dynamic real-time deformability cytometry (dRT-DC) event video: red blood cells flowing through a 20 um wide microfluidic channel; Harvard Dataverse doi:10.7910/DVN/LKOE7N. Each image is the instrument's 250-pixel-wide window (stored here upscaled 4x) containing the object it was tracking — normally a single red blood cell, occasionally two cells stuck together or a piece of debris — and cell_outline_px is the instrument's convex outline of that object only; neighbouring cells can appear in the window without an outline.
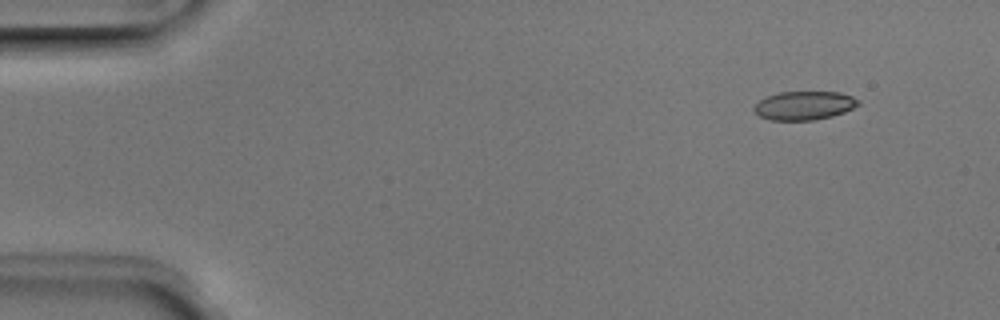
{"species": "Egyptian fruit bat (a non-hibernating species)", "species_latin": "Rousettus aegyptiacus", "temperature_condition": "room temperature", "stored_images_in_passage": 4, "camera_frame_rate_fps": 3000, "um_per_image_px": 0.085, "animal": {"sex": "male"}, "frame": {"image": 1, "passage_image": 1, "time_ms": 0.0, "image_size_px": [1000, 320], "cell_outline_px": [[860, 104], [844, 112], [832, 116], [812, 120], [768, 120], [760, 116], [752, 108], [760, 100], [768, 96], [780, 92], [840, 92], [852, 96], [860, 100]], "centroid_in_image_um": [68.37, 8.97], "position_along_channel_um": 16.6, "area_um2": 17.34}}
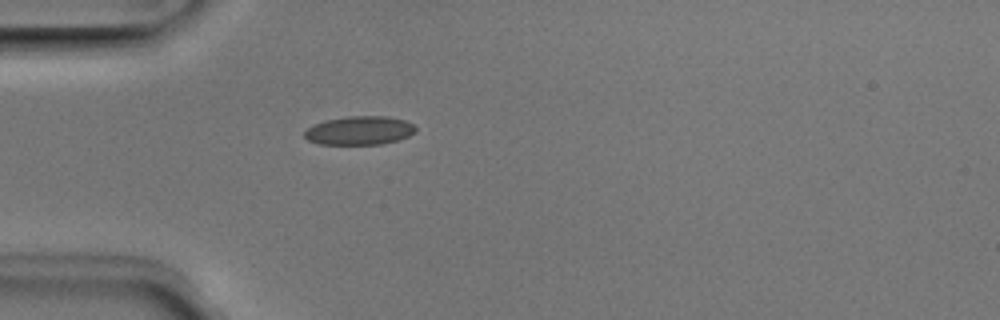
{"frame": {"image": 2, "passage_image": 4, "time_ms": 1.0, "image_size_px": [1000, 320], "cell_outline_px": [[416, 128], [408, 136], [396, 140], [380, 144], [320, 144], [308, 140], [304, 136], [304, 132], [308, 128], [324, 120], [348, 116], [388, 116], [404, 120], [412, 124]], "centroid_in_image_um": [30.53, 11.08], "position_along_channel_um": 54.5, "area_um2": 18.32}}